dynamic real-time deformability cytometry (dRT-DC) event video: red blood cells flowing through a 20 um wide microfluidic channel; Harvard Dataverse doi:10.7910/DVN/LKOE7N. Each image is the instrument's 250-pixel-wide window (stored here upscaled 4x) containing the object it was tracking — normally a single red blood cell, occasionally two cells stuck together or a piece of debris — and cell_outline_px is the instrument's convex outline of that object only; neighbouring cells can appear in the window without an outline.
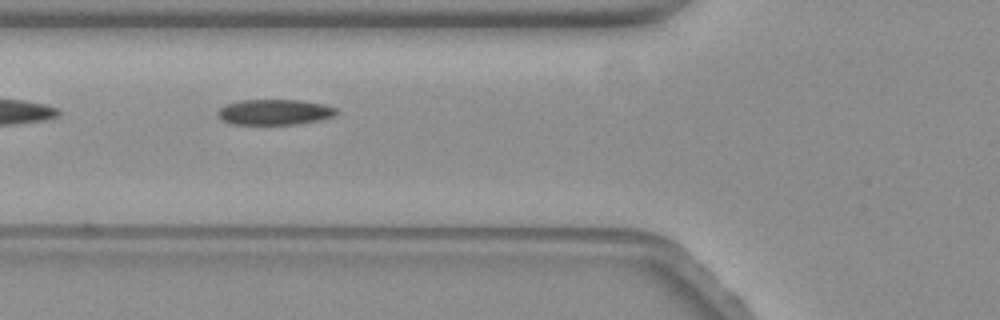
{"species": "common noctule bat (a hibernating species)", "species_latin": "Nyctalus noctula", "temperature_condition": "warm", "stored_images_in_passage": 37, "camera_frame_rate_fps": 3000, "um_per_image_px": 0.085, "animal": {"sex": "female", "body_mass_g": 19.3, "forearm_length_mm": 54.1}, "frame": {"image": 1, "passage_image": 5, "time_ms": 1.333, "image_size_px": [1000, 320], "cell_outline_px": [[340, 112], [332, 116], [320, 120], [296, 124], [232, 124], [220, 120], [216, 116], [216, 112], [224, 104], [240, 100], [300, 100], [324, 104], [336, 108]], "centroid_in_image_um": [23.29, 9.52], "position_along_channel_um": 102.5, "area_um2": 17.86}, "authors_computed_cell_mechanics": {"area_um2": 17.8024, "velocity_mm_per_s": 3.4751, "shape_relaxation_time_tau1_ms": 5.1982, "shape_relaxation_time_tau2_ms": 3.6961, "deformation_change_tau1": 0.1599, "deformation_change_tau2": 0.0871}}